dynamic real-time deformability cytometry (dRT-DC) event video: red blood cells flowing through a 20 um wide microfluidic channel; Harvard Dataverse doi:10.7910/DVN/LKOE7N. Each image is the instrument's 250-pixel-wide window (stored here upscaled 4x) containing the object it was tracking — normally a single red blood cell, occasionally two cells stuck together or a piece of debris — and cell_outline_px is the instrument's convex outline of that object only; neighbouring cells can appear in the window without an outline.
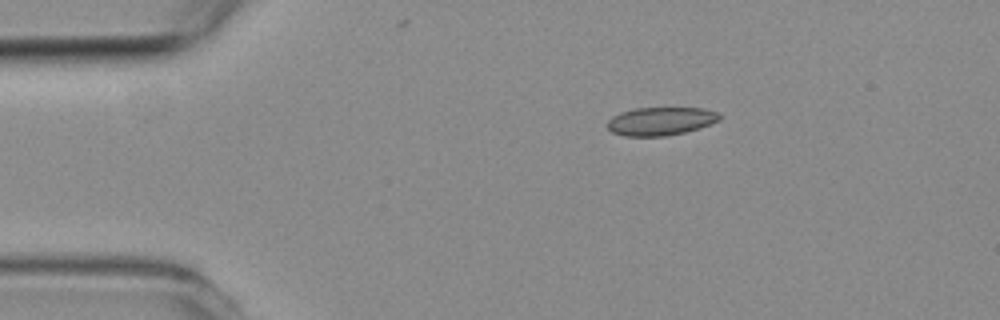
{"species": "common noctule bat (a hibernating species)", "species_latin": "Nyctalus noctula", "temperature_condition": "room temperature", "stored_images_in_passage": 2, "camera_frame_rate_fps": 3000, "um_per_image_px": 0.085, "animal": {"sex": "female", "body_mass_g": 19.3, "forearm_length_mm": 54.1}, "frame": {"image": 1, "passage_image": 2, "time_ms": 1.333, "image_size_px": [1000, 320], "cell_outline_px": [[720, 120], [684, 132], [664, 136], [624, 136], [612, 132], [604, 124], [612, 116], [620, 112], [636, 108], [704, 108], [716, 112], [720, 116]], "centroid_in_image_um": [56.08, 10.3], "position_along_channel_um": 28.9, "area_um2": 18.32}}